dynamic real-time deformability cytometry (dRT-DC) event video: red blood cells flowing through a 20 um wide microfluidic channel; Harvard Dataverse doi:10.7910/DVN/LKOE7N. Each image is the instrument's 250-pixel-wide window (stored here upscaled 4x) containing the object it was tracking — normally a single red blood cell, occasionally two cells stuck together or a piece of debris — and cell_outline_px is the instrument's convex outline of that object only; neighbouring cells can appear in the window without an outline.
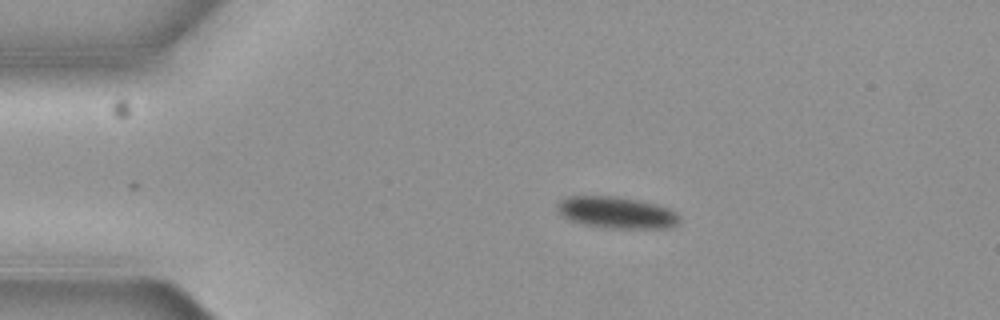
{"species": "common noctule bat (a hibernating species)", "species_latin": "Nyctalus noctula", "temperature_condition": "cold", "stored_images_in_passage": 5, "camera_frame_rate_fps": 3000, "um_per_image_px": 0.085, "animal": {"sex": "female", "body_mass_g": 19.3, "forearm_length_mm": 54.1}, "frame": {"image": 1, "passage_image": 1, "time_ms": 0.0, "image_size_px": [1000, 320], "cell_outline_px": [[680, 220], [672, 228], [612, 228], [584, 224], [572, 220], [564, 216], [556, 208], [556, 204], [564, 196], [616, 196], [640, 200], [656, 204], [668, 208], [676, 212], [680, 216]], "centroid_in_image_um": [52.43, 18.05], "position_along_channel_um": 32.6, "area_um2": 22.54}}
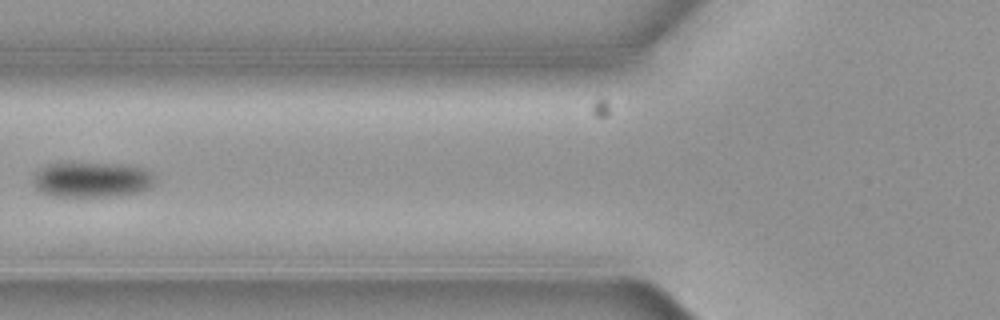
{"frame": {"image": 2, "passage_image": 4, "time_ms": 1.0, "image_size_px": [1000, 320], "cell_outline_px": [[152, 184], [148, 188], [136, 192], [112, 196], [52, 196], [40, 192], [36, 188], [32, 180], [36, 172], [40, 168], [48, 164], [116, 164], [140, 168], [148, 172], [152, 176]], "centroid_in_image_um": [7.71, 15.29], "position_along_channel_um": 118.1, "area_um2": 24.28}}
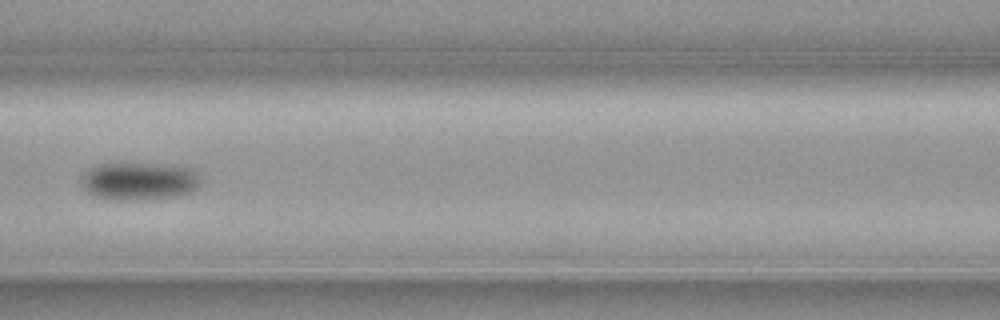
{"frame": {"image": 3, "passage_image": 5, "time_ms": 1.333, "image_size_px": [1000, 320], "cell_outline_px": [[200, 188], [192, 192], [176, 196], [136, 200], [120, 200], [96, 196], [88, 192], [80, 184], [80, 180], [84, 172], [100, 164], [176, 164], [192, 168], [200, 172]], "centroid_in_image_um": [11.92, 15.39], "position_along_channel_um": 154.7, "area_um2": 26.59}}